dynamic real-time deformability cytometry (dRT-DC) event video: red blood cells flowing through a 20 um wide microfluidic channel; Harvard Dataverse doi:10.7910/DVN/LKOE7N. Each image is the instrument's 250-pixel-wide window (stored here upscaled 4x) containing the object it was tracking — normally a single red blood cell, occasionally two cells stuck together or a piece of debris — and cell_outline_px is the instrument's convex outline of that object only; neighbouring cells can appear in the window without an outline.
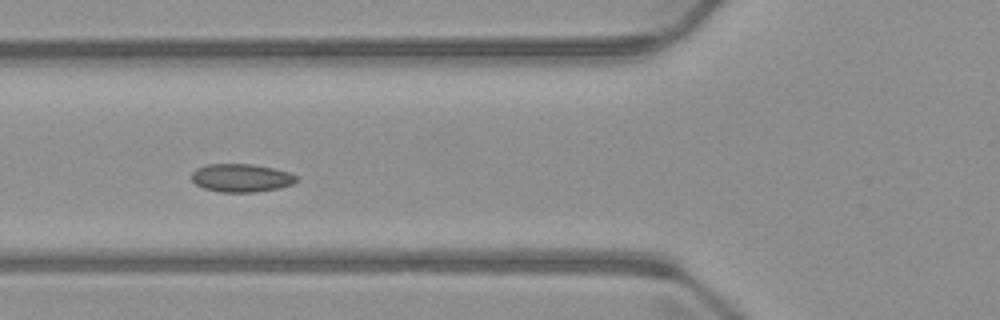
{"species": "common noctule bat (a hibernating species)", "species_latin": "Nyctalus noctula", "temperature_condition": "warm", "stored_images_in_passage": 7, "camera_frame_rate_fps": 3000, "um_per_image_px": 0.085, "animal": {"sex": "male", "body_mass_g": 23.1, "forearm_length_mm": 52.7}, "frame": {"image": 1, "passage_image": 5, "time_ms": 4.667, "image_size_px": [1000, 320], "cell_outline_px": [[300, 180], [292, 184], [280, 188], [256, 192], [220, 192], [204, 188], [196, 184], [192, 180], [192, 172], [196, 168], [208, 164], [252, 164], [272, 168], [288, 172], [300, 176]], "centroid_in_image_um": [20.55, 15.12], "position_along_channel_um": 105.3, "area_um2": 17.34}}
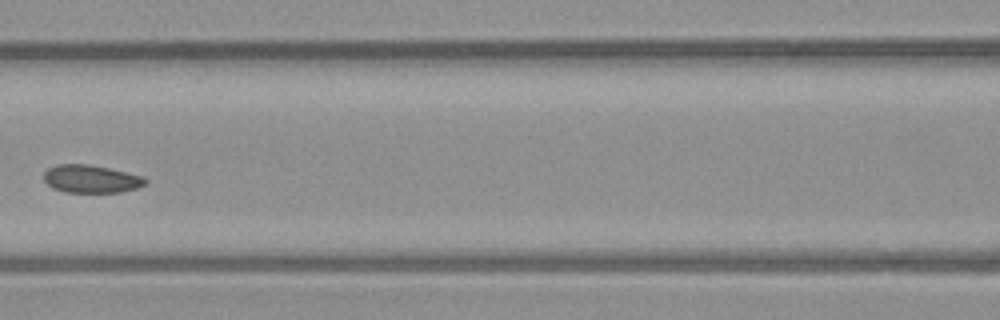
{"frame": {"image": 2, "passage_image": 6, "time_ms": 6.0, "image_size_px": [1000, 320], "cell_outline_px": [[148, 180], [144, 184], [136, 188], [120, 192], [64, 192], [52, 188], [44, 180], [44, 172], [48, 168], [56, 164], [88, 164], [108, 168], [144, 176]], "centroid_in_image_um": [7.72, 15.2], "position_along_channel_um": 158.9, "area_um2": 16.47}}
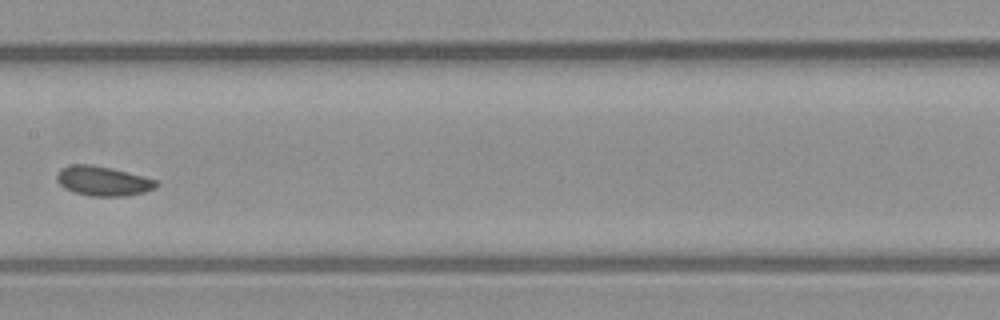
{"frame": {"image": 3, "passage_image": 7, "time_ms": 7.0, "image_size_px": [1000, 320], "cell_outline_px": [[160, 184], [156, 188], [144, 192], [124, 196], [92, 196], [76, 192], [64, 188], [56, 180], [56, 172], [60, 168], [72, 164], [92, 164], [112, 168], [156, 180]], "centroid_in_image_um": [8.73, 15.37], "position_along_channel_um": 198.7, "area_um2": 17.17}}